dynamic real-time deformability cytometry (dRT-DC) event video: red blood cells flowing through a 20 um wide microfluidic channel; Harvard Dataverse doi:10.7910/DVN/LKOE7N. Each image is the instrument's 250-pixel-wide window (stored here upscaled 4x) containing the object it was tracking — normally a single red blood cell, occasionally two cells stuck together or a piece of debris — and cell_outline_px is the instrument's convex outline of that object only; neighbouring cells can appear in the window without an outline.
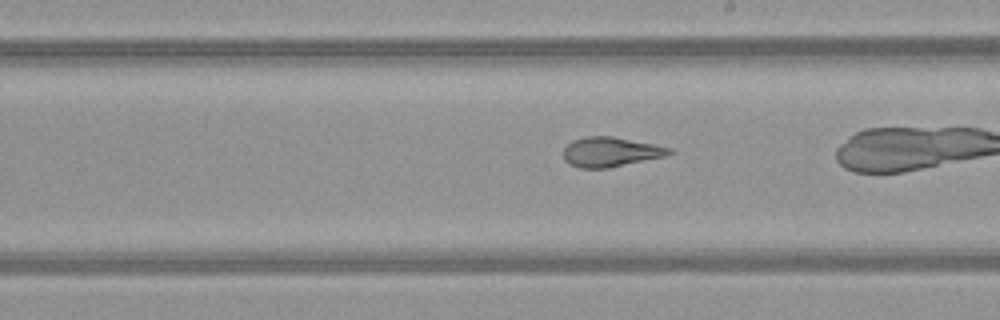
{"species": "common noctule bat (a hibernating species)", "species_latin": "Nyctalus noctula", "temperature_condition": "warm", "stored_images_in_passage": 37, "camera_frame_rate_fps": 3000, "um_per_image_px": 0.085, "animal": {"sex": "female", "body_mass_g": 21.9}, "frame": {"image": 1, "passage_image": 27, "time_ms": 8.667, "image_size_px": [1000, 320], "cell_outline_px": [[676, 152], [668, 156], [608, 168], [580, 168], [568, 164], [564, 160], [564, 148], [572, 140], [588, 136], [612, 136], [672, 148]], "centroid_in_image_um": [51.92, 12.92], "position_along_channel_um": 237.1, "area_um2": 18.44}}